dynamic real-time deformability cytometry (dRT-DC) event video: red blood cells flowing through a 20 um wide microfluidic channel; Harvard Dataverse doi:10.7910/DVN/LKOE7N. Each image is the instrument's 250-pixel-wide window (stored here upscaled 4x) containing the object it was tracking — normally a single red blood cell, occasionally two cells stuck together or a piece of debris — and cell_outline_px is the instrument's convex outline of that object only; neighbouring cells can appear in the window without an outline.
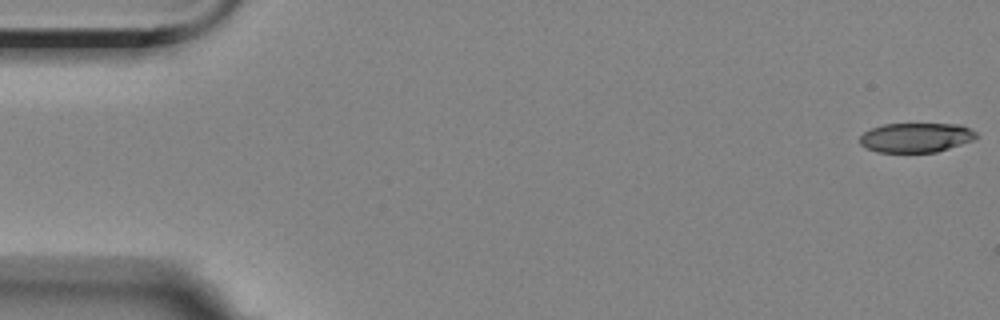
{"species": "Egyptian fruit bat (a non-hibernating species)", "species_latin": "Rousettus aegyptiacus", "temperature_condition": "room temperature", "stored_images_in_passage": 7, "camera_frame_rate_fps": 3000, "um_per_image_px": 0.085, "animal": {"sex": "female"}, "frame": {"image": 1, "passage_image": 1, "time_ms": 0.0, "image_size_px": [1000, 320], "cell_outline_px": [[976, 136], [972, 140], [936, 152], [876, 152], [860, 144], [860, 136], [864, 132], [872, 128], [884, 124], [960, 124], [976, 132]], "centroid_in_image_um": [77.83, 11.69], "position_along_channel_um": 7.2, "area_um2": 19.77}}
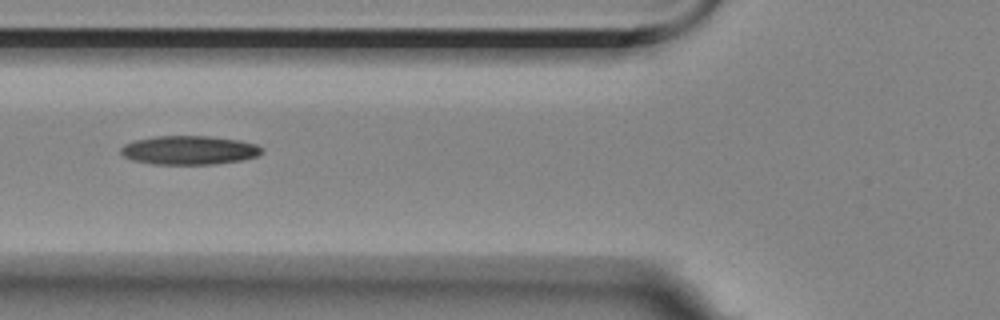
{"frame": {"image": 2, "passage_image": 6, "time_ms": 6.667, "image_size_px": [1000, 320], "cell_outline_px": [[264, 152], [260, 156], [240, 160], [216, 164], [152, 164], [132, 160], [124, 156], [120, 152], [120, 148], [124, 144], [132, 140], [156, 136], [208, 136], [240, 140], [256, 144], [264, 148]], "centroid_in_image_um": [16.1, 12.76], "position_along_channel_um": 109.7, "area_um2": 23.99}}
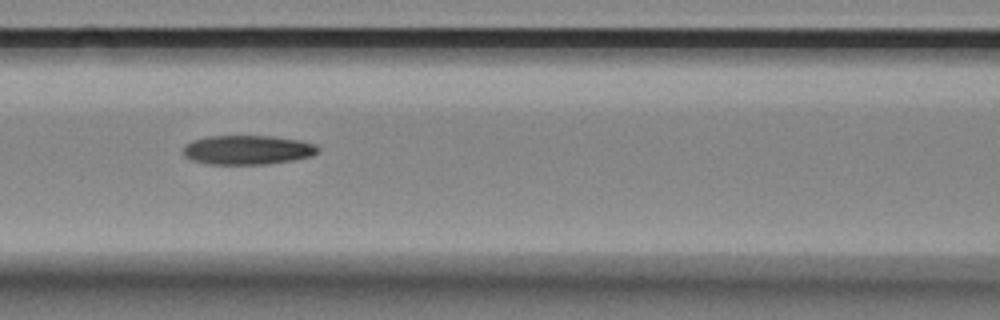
{"frame": {"image": 3, "passage_image": 7, "time_ms": 7.667, "image_size_px": [1000, 320], "cell_outline_px": [[320, 152], [312, 156], [292, 160], [264, 164], [208, 164], [192, 160], [184, 156], [184, 144], [192, 140], [208, 136], [272, 136], [300, 140], [316, 144], [320, 148]], "centroid_in_image_um": [21.06, 12.73], "position_along_channel_um": 145.5, "area_um2": 23.12}}